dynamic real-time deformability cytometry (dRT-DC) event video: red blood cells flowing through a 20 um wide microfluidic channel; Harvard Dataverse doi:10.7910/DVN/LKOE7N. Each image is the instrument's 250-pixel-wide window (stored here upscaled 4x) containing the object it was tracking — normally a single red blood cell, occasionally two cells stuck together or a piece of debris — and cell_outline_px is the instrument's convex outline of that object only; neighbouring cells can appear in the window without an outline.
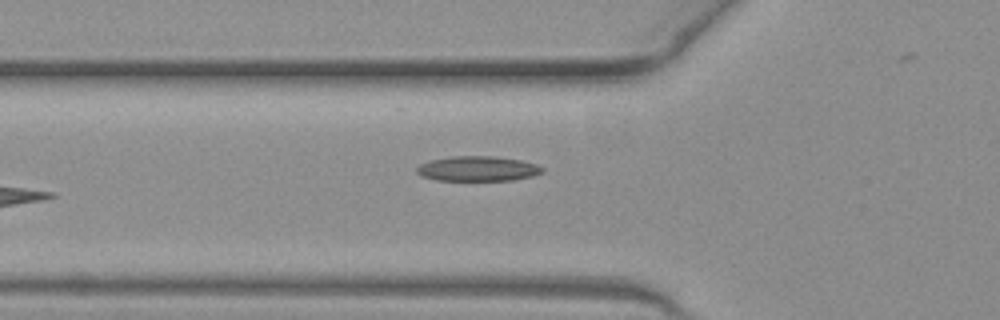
{"species": "common noctule bat (a hibernating species)", "species_latin": "Nyctalus noctula", "temperature_condition": "warm", "stored_images_in_passage": 33, "camera_frame_rate_fps": 3000, "um_per_image_px": 0.085, "animal": {"sex": "female", "body_mass_g": 19.3, "forearm_length_mm": 54.1}, "frame": {"image": 1, "passage_image": 3, "time_ms": 0.667, "image_size_px": [1000, 320], "cell_outline_px": [[544, 172], [532, 176], [512, 180], [436, 180], [420, 176], [416, 172], [416, 168], [420, 164], [428, 160], [452, 156], [492, 156], [520, 160], [536, 164], [544, 168]], "centroid_in_image_um": [40.57, 14.33], "position_along_channel_um": 85.2, "area_um2": 18.32}}
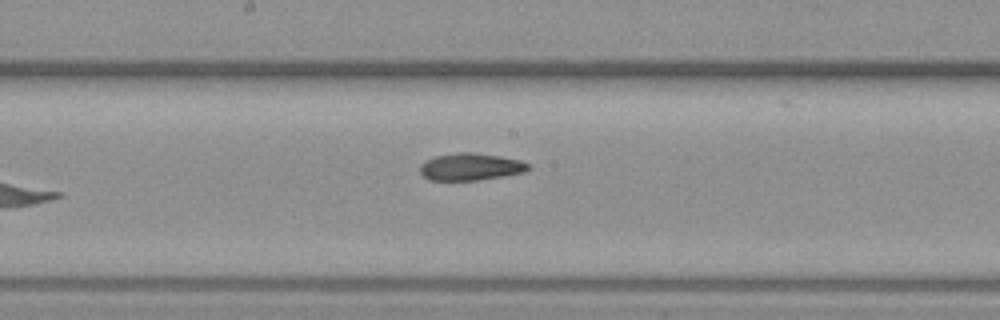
{"frame": {"image": 2, "passage_image": 12, "time_ms": 3.667, "image_size_px": [1000, 320], "cell_outline_px": [[532, 168], [524, 172], [476, 180], [428, 180], [420, 172], [420, 164], [436, 156], [460, 152], [472, 152], [500, 156], [520, 160], [528, 164]], "centroid_in_image_um": [40.0, 14.17], "position_along_channel_um": 208.2, "area_um2": 16.94}}
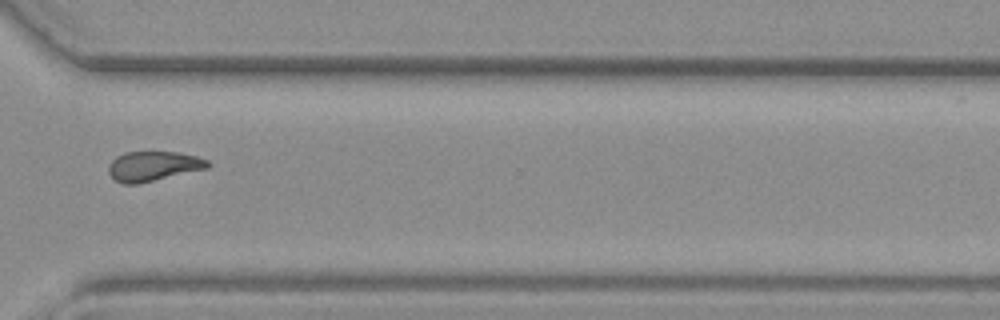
{"frame": {"image": 3, "passage_image": 23, "time_ms": 7.333, "image_size_px": [1000, 320], "cell_outline_px": [[212, 164], [208, 168], [136, 184], [124, 184], [116, 180], [108, 172], [108, 168], [112, 160], [116, 156], [124, 152], [180, 152], [196, 156], [208, 160]], "centroid_in_image_um": [13.04, 14.11], "position_along_channel_um": 357.6, "area_um2": 17.11}}